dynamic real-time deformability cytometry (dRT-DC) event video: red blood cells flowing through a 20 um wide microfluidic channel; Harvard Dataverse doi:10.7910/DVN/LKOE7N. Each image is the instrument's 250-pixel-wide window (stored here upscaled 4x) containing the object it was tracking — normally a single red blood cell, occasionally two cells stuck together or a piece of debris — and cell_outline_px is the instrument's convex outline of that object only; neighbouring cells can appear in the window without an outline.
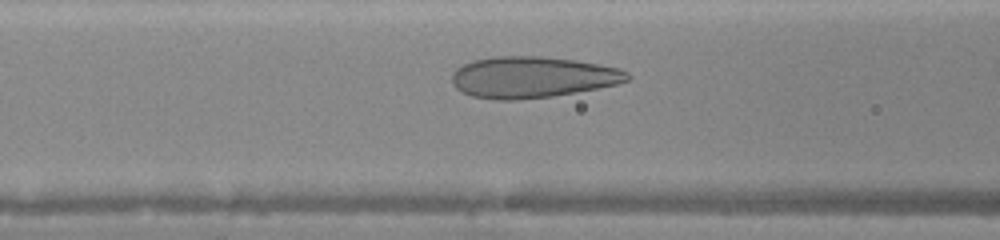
{"species": "human", "species_latin": "Homo sapiens", "temperature_condition": "warm", "stored_images_in_passage": 8, "camera_frame_rate_fps": 3000, "um_per_image_px": 0.085, "donor": {"sex": "female"}, "frame": {"image": 1, "passage_image": 6, "time_ms": 1.667, "image_size_px": [1000, 240], "cell_outline_px": [[632, 76], [628, 80], [616, 84], [576, 92], [552, 96], [516, 100], [496, 100], [472, 96], [456, 88], [452, 80], [452, 72], [456, 68], [472, 60], [492, 56], [540, 56], [576, 60], [616, 68], [628, 72]], "centroid_in_image_um": [45.21, 6.55], "position_along_channel_um": 121.4, "area_um2": 42.08}}